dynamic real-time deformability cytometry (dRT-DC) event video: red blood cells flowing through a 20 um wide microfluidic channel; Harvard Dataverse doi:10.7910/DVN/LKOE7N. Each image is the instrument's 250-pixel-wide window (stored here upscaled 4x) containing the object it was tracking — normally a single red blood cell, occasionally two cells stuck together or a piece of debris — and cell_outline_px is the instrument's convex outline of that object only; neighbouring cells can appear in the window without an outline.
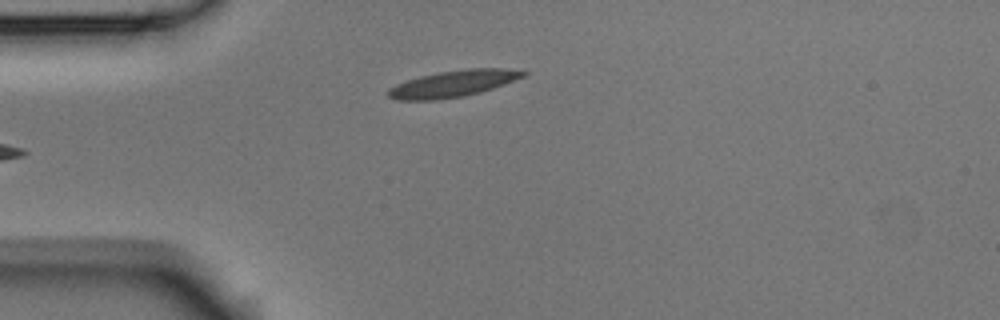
{"species": "Egyptian fruit bat (a non-hibernating species)", "species_latin": "Rousettus aegyptiacus", "temperature_condition": "room temperature", "stored_images_in_passage": 5, "camera_frame_rate_fps": 3000, "um_per_image_px": 0.085, "animal": {"sex": "male"}, "frame": {"image": 1, "passage_image": 5, "time_ms": 1.333, "image_size_px": [1000, 320], "cell_outline_px": [[528, 72], [524, 76], [504, 84], [480, 92], [464, 96], [436, 100], [396, 100], [388, 96], [388, 88], [396, 84], [420, 76], [440, 72], [468, 68], [504, 68]], "centroid_in_image_um": [38.49, 7.11], "position_along_channel_um": 46.5, "area_um2": 20.69}}